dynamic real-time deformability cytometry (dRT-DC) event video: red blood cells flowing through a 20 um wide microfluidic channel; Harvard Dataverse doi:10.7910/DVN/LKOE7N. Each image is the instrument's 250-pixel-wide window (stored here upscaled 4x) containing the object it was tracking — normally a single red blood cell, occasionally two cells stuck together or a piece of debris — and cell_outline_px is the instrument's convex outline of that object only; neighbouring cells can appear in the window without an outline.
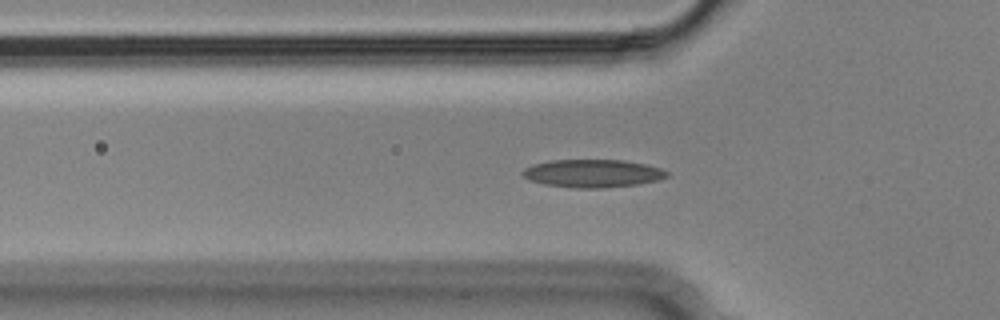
{"species": "Egyptian fruit bat (a non-hibernating species)", "species_latin": "Rousettus aegyptiacus", "temperature_condition": "cold", "stored_images_in_passage": 47, "camera_frame_rate_fps": 3000, "um_per_image_px": 0.085, "animal": {"sex": "male"}, "frame": {"image": 1, "passage_image": 9, "time_ms": 2.667, "image_size_px": [1000, 320], "cell_outline_px": [[668, 176], [656, 180], [636, 184], [600, 188], [576, 188], [544, 184], [528, 180], [520, 172], [524, 168], [532, 164], [552, 160], [624, 160], [648, 164], [660, 168], [668, 172]], "centroid_in_image_um": [50.34, 14.73], "position_along_channel_um": 75.5, "area_um2": 23.47}}
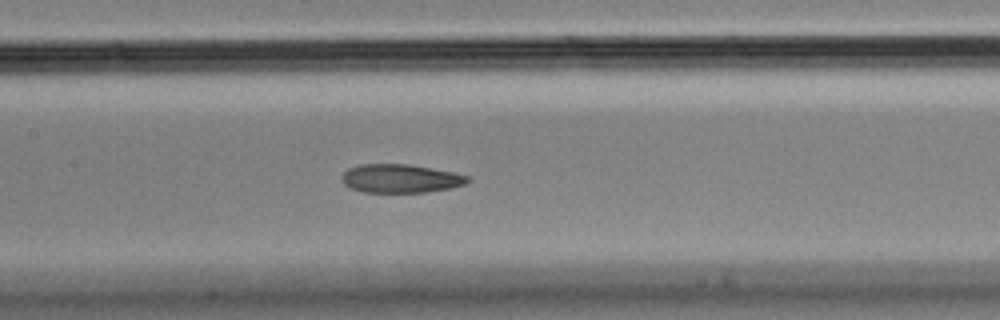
{"frame": {"image": 2, "passage_image": 17, "time_ms": 5.333, "image_size_px": [1000, 320], "cell_outline_px": [[472, 180], [464, 184], [452, 188], [428, 192], [364, 192], [348, 188], [344, 184], [340, 176], [348, 168], [360, 164], [408, 164], [452, 172], [468, 176]], "centroid_in_image_um": [34.02, 15.18], "position_along_channel_um": 173.4, "area_um2": 21.04}}
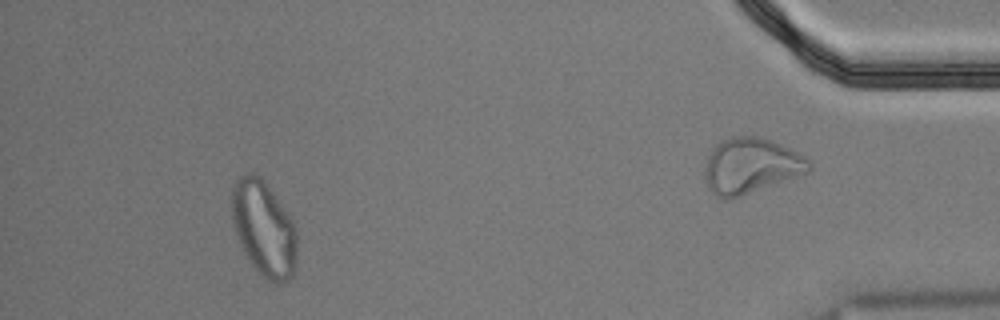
{"frame": {"image": 3, "passage_image": 42, "time_ms": 13.667, "image_size_px": [1000, 320], "cell_outline_px": [[296, 264], [292, 276], [288, 280], [280, 284], [276, 284], [260, 276], [248, 260], [236, 236], [232, 224], [232, 188], [236, 180], [244, 172], [252, 172], [260, 176], [264, 180], [288, 212], [296, 224]], "centroid_in_image_um": [22.43, 19.43], "position_along_channel_um": 412.8, "area_um2": 36.88}, "authors_computed_cell_mechanics": {"area_um2": 22.542, "velocity_mm_per_s": 3.6315, "shape_relaxation_time_tau1_ms": null, "shape_relaxation_time_tau2_ms": 3.6247, "deformation_change_tau1": null, "deformation_change_tau2": 0.0982}}